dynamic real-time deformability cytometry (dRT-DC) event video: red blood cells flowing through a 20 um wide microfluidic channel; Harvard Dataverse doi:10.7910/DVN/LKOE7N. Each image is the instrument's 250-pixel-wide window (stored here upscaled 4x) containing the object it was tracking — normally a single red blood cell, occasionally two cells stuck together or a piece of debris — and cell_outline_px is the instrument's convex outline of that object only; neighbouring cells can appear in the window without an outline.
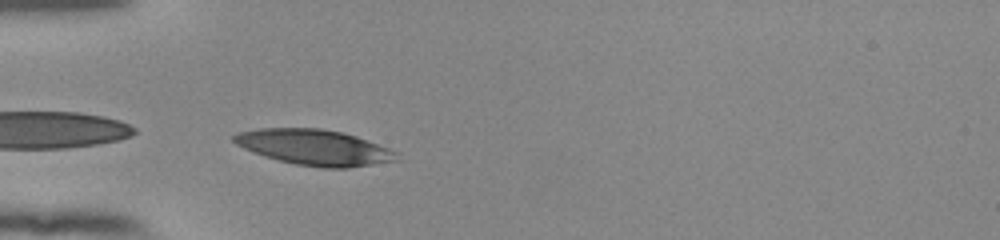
{"species": "human", "species_latin": "Homo sapiens", "temperature_condition": "room temperature", "stored_images_in_passage": 30, "camera_frame_rate_fps": 3000, "um_per_image_px": 0.085, "donor": {"sex": "female"}, "frame": {"image": 1, "passage_image": 1, "time_ms": 0.0, "image_size_px": [1000, 240], "cell_outline_px": [[400, 160], [348, 168], [324, 168], [296, 164], [264, 156], [244, 148], [236, 144], [232, 140], [232, 136], [236, 132], [260, 128], [320, 128], [344, 132], [356, 136], [400, 152]], "centroid_in_image_um": [26.76, 12.52], "position_along_channel_um": 58.2, "area_um2": 33.99}}
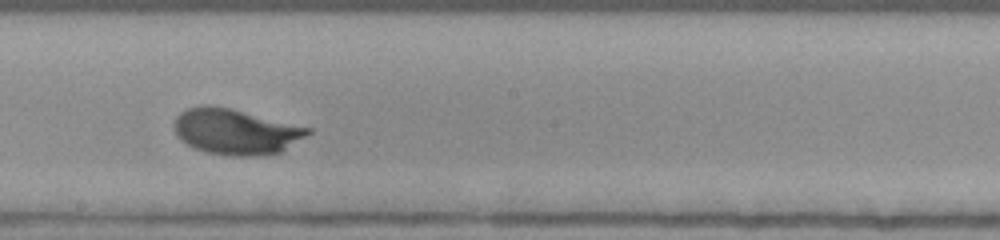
{"frame": {"image": 2, "passage_image": 15, "time_ms": 4.667, "image_size_px": [1000, 240], "cell_outline_px": [[312, 132], [280, 152], [256, 156], [228, 156], [208, 152], [196, 148], [180, 140], [176, 132], [176, 116], [180, 112], [188, 108], [204, 104], [208, 104], [232, 108], [312, 128]], "centroid_in_image_um": [20.05, 11.17], "position_along_channel_um": 228.1, "area_um2": 35.43}}
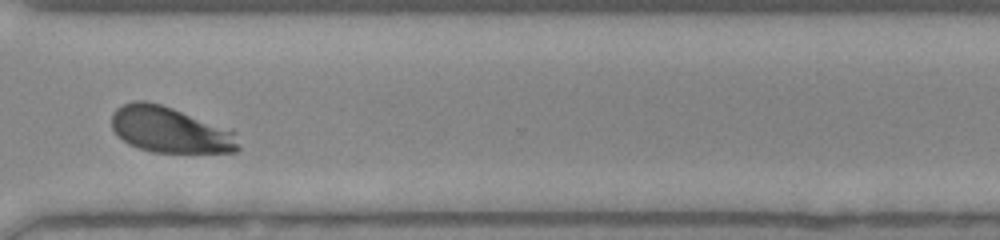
{"frame": {"image": 3, "passage_image": 25, "time_ms": 8.0, "image_size_px": [1000, 240], "cell_outline_px": [[240, 148], [236, 152], [152, 152], [128, 144], [112, 128], [112, 112], [116, 108], [132, 100], [144, 100], [160, 104], [232, 128], [236, 132]], "centroid_in_image_um": [14.5, 11.02], "position_along_channel_um": 356.1, "area_um2": 34.16}, "authors_computed_cell_mechanics": {"area_um2": 34.0442, "velocity_mm_per_s": 3.8119, "shape_relaxation_time_tau1_ms": 2.2857, "shape_relaxation_time_tau2_ms": null, "deformation_change_tau1": 0.1485, "deformation_change_tau2": null}}